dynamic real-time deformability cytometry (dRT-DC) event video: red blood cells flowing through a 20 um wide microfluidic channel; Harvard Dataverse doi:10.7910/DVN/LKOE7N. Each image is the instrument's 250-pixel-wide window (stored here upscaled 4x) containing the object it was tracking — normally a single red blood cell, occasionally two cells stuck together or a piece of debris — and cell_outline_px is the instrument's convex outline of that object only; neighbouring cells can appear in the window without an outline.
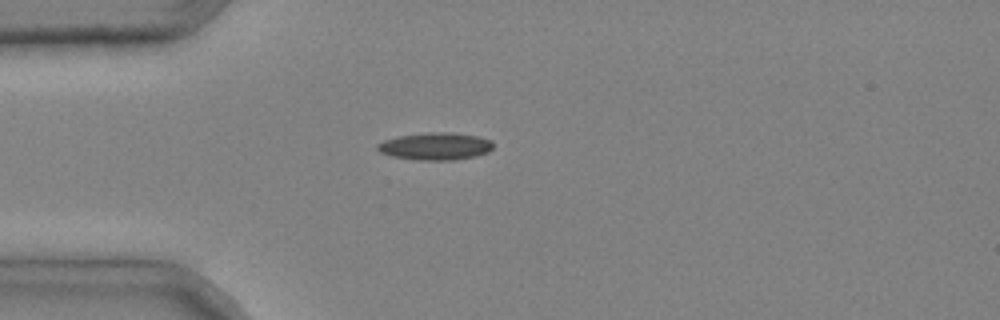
{"species": "common noctule bat (a hibernating species)", "species_latin": "Nyctalus noctula", "temperature_condition": "cold", "stored_images_in_passage": 2, "camera_frame_rate_fps": 3000, "um_per_image_px": 0.085, "animal": {"sex": "male", "body_mass_g": 20.4}, "frame": {"image": 1, "passage_image": 2, "time_ms": 0.333, "image_size_px": [1000, 320], "cell_outline_px": [[492, 148], [488, 152], [476, 156], [452, 160], [416, 160], [392, 156], [380, 152], [376, 148], [376, 144], [384, 140], [400, 136], [428, 132], [452, 132], [476, 136], [492, 140]], "centroid_in_image_um": [37.0, 12.43], "position_along_channel_um": 48.0, "area_um2": 18.44}}